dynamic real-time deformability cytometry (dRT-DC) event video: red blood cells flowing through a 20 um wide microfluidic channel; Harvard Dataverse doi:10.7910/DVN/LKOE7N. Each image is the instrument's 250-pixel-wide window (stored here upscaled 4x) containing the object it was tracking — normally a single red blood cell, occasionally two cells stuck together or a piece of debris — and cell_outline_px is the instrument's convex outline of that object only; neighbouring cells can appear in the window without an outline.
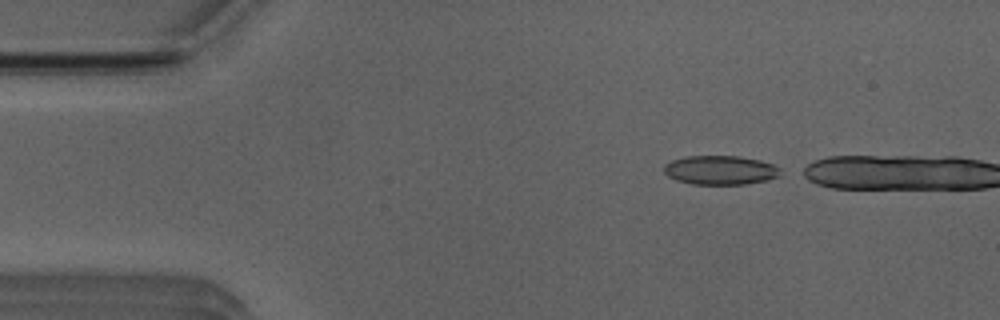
{"species": "Egyptian fruit bat (a non-hibernating species)", "species_latin": "Rousettus aegyptiacus", "temperature_condition": "room temperature", "stored_images_in_passage": 3, "camera_frame_rate_fps": 3000, "um_per_image_px": 0.085, "animal": {"sex": "male"}, "frame": {"image": 1, "passage_image": 1, "time_ms": 0.0, "image_size_px": [1000, 320], "cell_outline_px": [[780, 176], [768, 180], [744, 184], [692, 184], [676, 180], [668, 176], [664, 172], [664, 164], [672, 160], [684, 156], [740, 156], [760, 160], [772, 164], [780, 168]], "centroid_in_image_um": [61.22, 14.45], "position_along_channel_um": 23.8, "area_um2": 19.83}}